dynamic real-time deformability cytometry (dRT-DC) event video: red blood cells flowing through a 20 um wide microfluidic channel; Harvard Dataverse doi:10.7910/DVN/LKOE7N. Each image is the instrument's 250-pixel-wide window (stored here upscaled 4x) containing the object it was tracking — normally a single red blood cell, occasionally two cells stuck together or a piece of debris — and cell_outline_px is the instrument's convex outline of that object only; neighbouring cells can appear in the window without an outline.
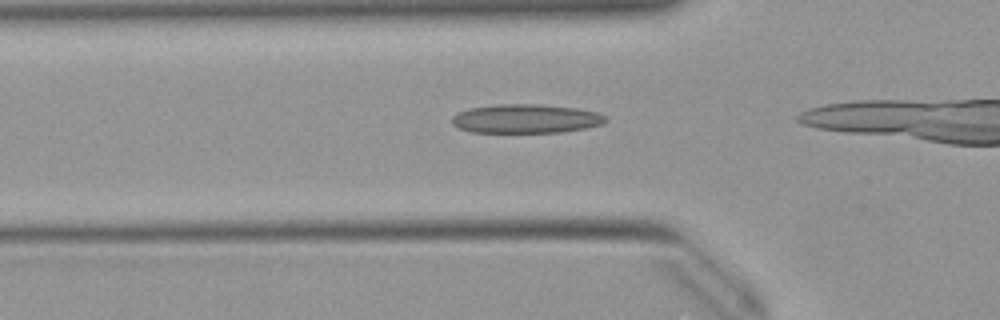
{"species": "Egyptian fruit bat (a non-hibernating species)", "species_latin": "Rousettus aegyptiacus", "temperature_condition": "warm", "stored_images_in_passage": 33, "camera_frame_rate_fps": 3000, "um_per_image_px": 0.085, "animal": {"sex": "female"}, "frame": {"image": 1, "passage_image": 11, "time_ms": 3.333, "image_size_px": [1000, 320], "cell_outline_px": [[608, 120], [604, 124], [584, 128], [560, 132], [468, 132], [452, 124], [452, 116], [456, 112], [468, 108], [496, 104], [536, 104], [576, 108], [596, 112], [608, 116]], "centroid_in_image_um": [44.68, 10.08], "position_along_channel_um": 81.1, "area_um2": 26.07}}
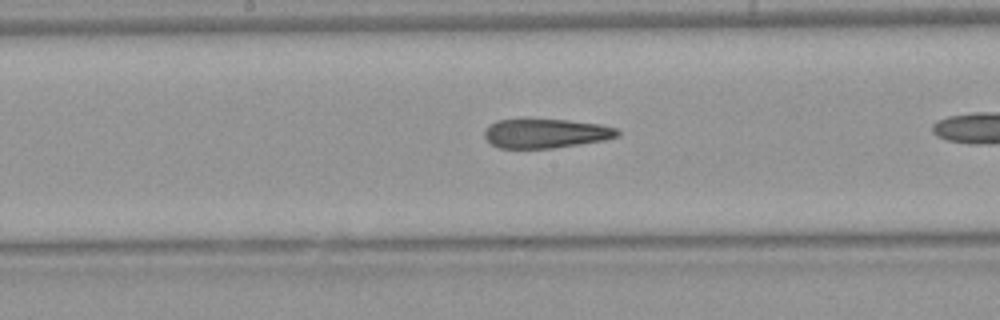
{"frame": {"image": 2, "passage_image": 20, "time_ms": 6.333, "image_size_px": [1000, 320], "cell_outline_px": [[620, 136], [604, 140], [580, 144], [552, 148], [500, 148], [492, 144], [484, 136], [484, 132], [496, 120], [568, 120], [600, 124], [616, 128], [620, 132]], "centroid_in_image_um": [46.44, 11.35], "position_along_channel_um": 201.8, "area_um2": 22.37}}
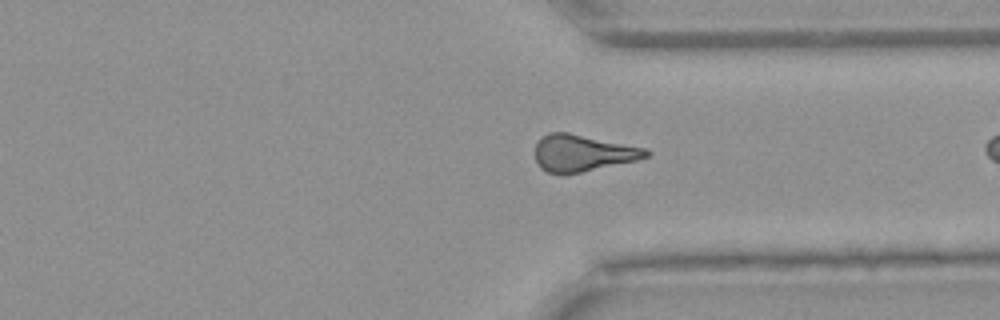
{"frame": {"image": 3, "passage_image": 32, "time_ms": 10.333, "image_size_px": [1000, 320], "cell_outline_px": [[652, 152], [648, 156], [636, 160], [564, 176], [560, 176], [548, 172], [540, 168], [536, 160], [536, 144], [540, 136], [548, 132], [568, 132], [648, 148]], "centroid_in_image_um": [49.51, 13.01], "position_along_channel_um": 361.9, "area_um2": 24.16}}